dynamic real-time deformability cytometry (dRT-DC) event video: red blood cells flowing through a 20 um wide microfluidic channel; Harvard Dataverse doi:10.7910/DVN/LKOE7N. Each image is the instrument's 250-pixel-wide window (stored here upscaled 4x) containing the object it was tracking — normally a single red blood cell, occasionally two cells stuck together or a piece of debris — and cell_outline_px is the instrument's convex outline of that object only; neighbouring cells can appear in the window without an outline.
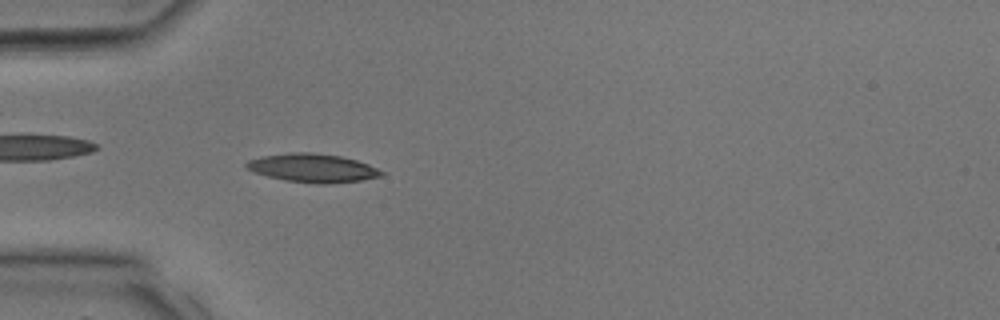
{"species": "common noctule bat (a hibernating species)", "species_latin": "Nyctalus noctula", "temperature_condition": "room temperature", "stored_images_in_passage": 33, "camera_frame_rate_fps": 3000, "um_per_image_px": 0.085, "animal": {"sex": "male", "body_mass_g": 17.9, "forearm_length_mm": 54.2}, "frame": {"image": 1, "passage_image": 10, "time_ms": 3.0, "image_size_px": [1000, 320], "cell_outline_px": [[384, 176], [360, 180], [324, 184], [316, 184], [284, 180], [268, 176], [256, 172], [248, 168], [244, 164], [248, 160], [260, 156], [288, 152], [312, 152], [340, 156], [356, 160], [368, 164], [384, 172]], "centroid_in_image_um": [26.57, 14.27], "position_along_channel_um": 58.4, "area_um2": 22.43}}
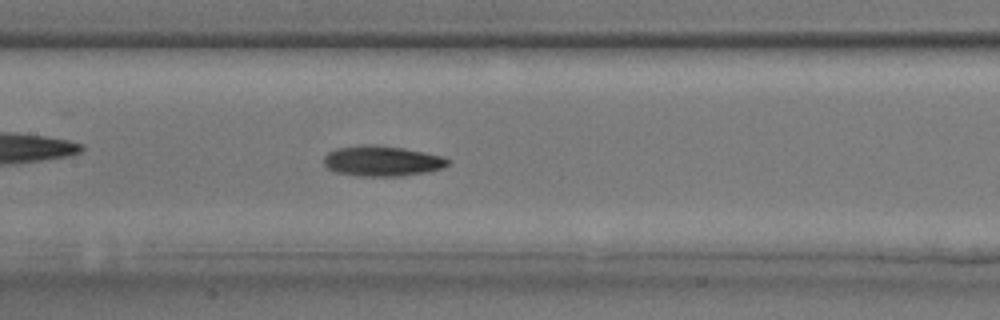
{"frame": {"image": 2, "passage_image": 16, "time_ms": 5.0, "image_size_px": [1000, 320], "cell_outline_px": [[448, 164], [440, 168], [428, 172], [400, 176], [356, 176], [336, 172], [328, 168], [324, 164], [324, 156], [328, 152], [336, 148], [364, 144], [368, 144], [404, 148], [424, 152], [440, 156], [448, 160]], "centroid_in_image_um": [32.42, 13.68], "position_along_channel_um": 175.0, "area_um2": 21.85}}
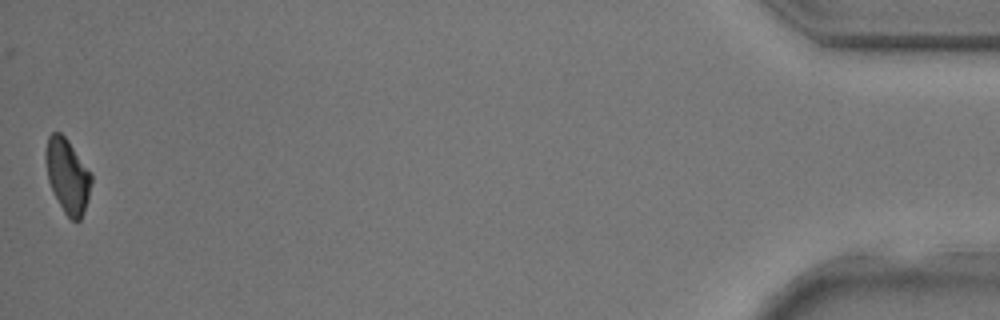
{"frame": {"image": 3, "passage_image": 33, "time_ms": 10.667, "image_size_px": [1000, 320], "cell_outline_px": [[92, 180], [88, 200], [80, 220], [72, 220], [64, 212], [52, 192], [48, 180], [44, 160], [44, 152], [48, 136], [52, 132], [60, 132], [68, 140], [92, 176]], "centroid_in_image_um": [5.7, 14.93], "position_along_channel_um": 429.5, "area_um2": 19.71}}